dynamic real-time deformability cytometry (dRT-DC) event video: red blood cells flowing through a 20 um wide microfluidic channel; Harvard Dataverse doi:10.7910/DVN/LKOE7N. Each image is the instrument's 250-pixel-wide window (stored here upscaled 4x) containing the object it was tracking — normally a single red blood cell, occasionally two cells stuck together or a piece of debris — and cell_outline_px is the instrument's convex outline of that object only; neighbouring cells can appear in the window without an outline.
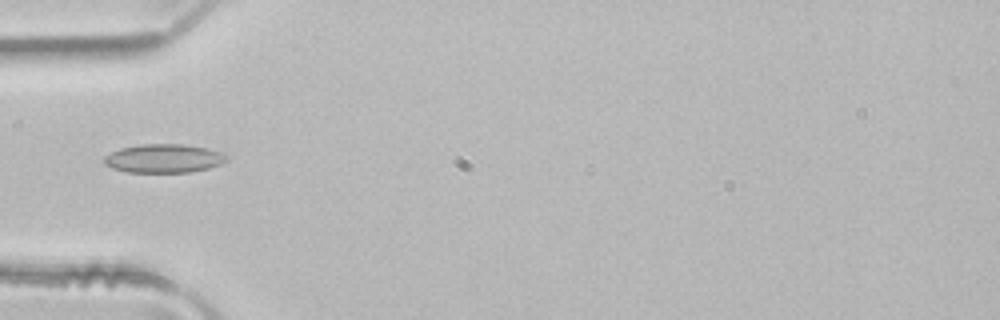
{"species": "common noctule bat (a hibernating species)", "species_latin": "Nyctalus noctula", "temperature_condition": "room temperature", "stored_images_in_passage": 2, "camera_frame_rate_fps": 3000, "um_per_image_px": 0.085, "animal": {"sex": "male", "body_mass_g": 21.5, "forearm_length_mm": 52.0}, "frame": {"image": 1, "passage_image": 2, "time_ms": 0.333, "image_size_px": [1000, 320], "cell_outline_px": [[228, 160], [220, 164], [208, 168], [192, 172], [128, 172], [112, 168], [104, 164], [104, 156], [120, 148], [140, 144], [184, 144], [208, 148], [224, 152], [228, 156]], "centroid_in_image_um": [13.95, 13.46], "position_along_channel_um": 71.0, "area_um2": 20.63}}